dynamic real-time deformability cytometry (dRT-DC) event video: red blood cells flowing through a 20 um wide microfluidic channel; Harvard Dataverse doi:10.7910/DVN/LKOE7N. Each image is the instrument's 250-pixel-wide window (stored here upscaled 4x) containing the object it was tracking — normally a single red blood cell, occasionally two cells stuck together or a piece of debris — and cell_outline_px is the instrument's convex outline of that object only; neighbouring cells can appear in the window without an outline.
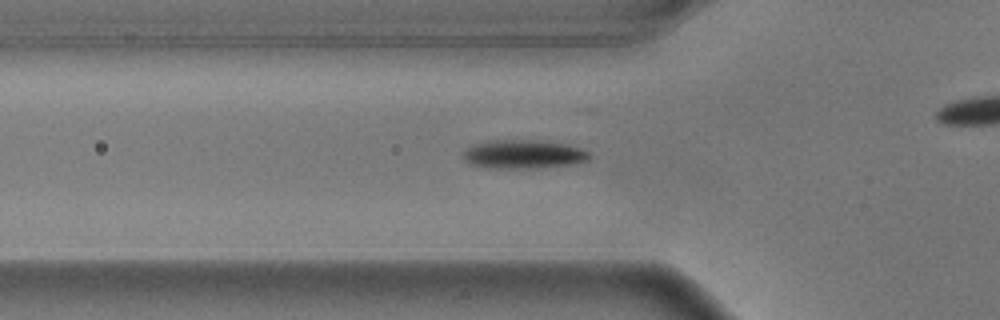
{"species": "common noctule bat (a hibernating species)", "species_latin": "Nyctalus noctula", "temperature_condition": "warm", "stored_images_in_passage": 35, "camera_frame_rate_fps": 3000, "um_per_image_px": 0.085, "animal": {"sex": "male", "body_mass_g": 17.9}, "frame": {"image": 1, "passage_image": 8, "time_ms": 2.333, "image_size_px": [1000, 320], "cell_outline_px": [[592, 156], [588, 160], [572, 164], [540, 168], [496, 168], [472, 164], [464, 160], [464, 152], [472, 144], [488, 140], [548, 140], [568, 144], [584, 148]], "centroid_in_image_um": [44.57, 13.09], "position_along_channel_um": 81.2, "area_um2": 21.39}}
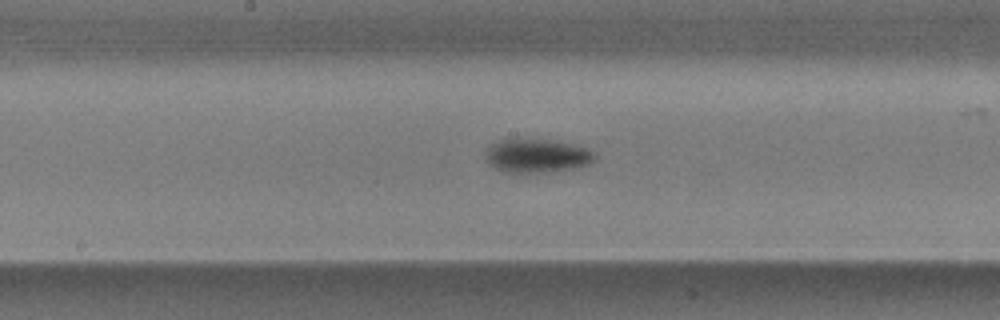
{"frame": {"image": 2, "passage_image": 18, "time_ms": 5.667, "image_size_px": [1000, 320], "cell_outline_px": [[596, 156], [588, 164], [576, 168], [548, 172], [504, 172], [488, 164], [488, 148], [492, 144], [504, 136], [548, 140], [576, 144], [588, 148], [596, 152]], "centroid_in_image_um": [45.65, 13.2], "position_along_channel_um": 202.6, "area_um2": 21.85}}
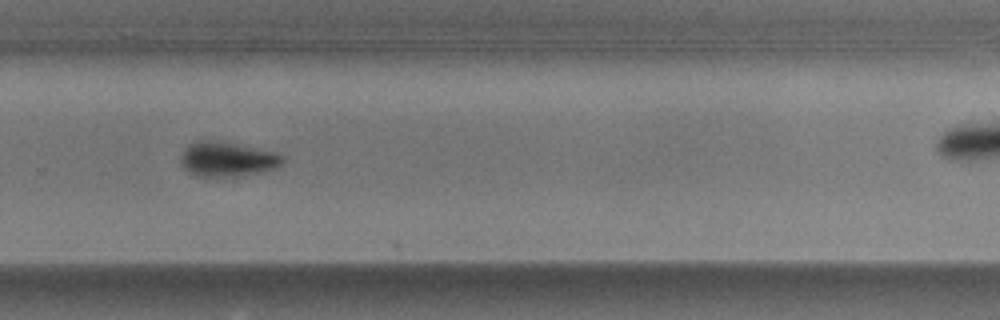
{"frame": {"image": 3, "passage_image": 27, "time_ms": 8.667, "image_size_px": [1000, 320], "cell_outline_px": [[284, 160], [280, 164], [272, 168], [256, 172], [212, 176], [196, 176], [188, 172], [184, 168], [180, 160], [180, 156], [184, 148], [188, 144], [196, 140], [208, 140], [236, 144], [276, 152], [284, 156]], "centroid_in_image_um": [19.23, 13.49], "position_along_channel_um": 310.6, "area_um2": 19.94}, "authors_computed_cell_mechanics": {"area_um2": 21.0392, "velocity_mm_per_s": 3.6078, "shape_relaxation_time_tau1_ms": 2.1284, "shape_relaxation_time_tau2_ms": null, "deformation_change_tau1": 0.1225, "deformation_change_tau2": null}}